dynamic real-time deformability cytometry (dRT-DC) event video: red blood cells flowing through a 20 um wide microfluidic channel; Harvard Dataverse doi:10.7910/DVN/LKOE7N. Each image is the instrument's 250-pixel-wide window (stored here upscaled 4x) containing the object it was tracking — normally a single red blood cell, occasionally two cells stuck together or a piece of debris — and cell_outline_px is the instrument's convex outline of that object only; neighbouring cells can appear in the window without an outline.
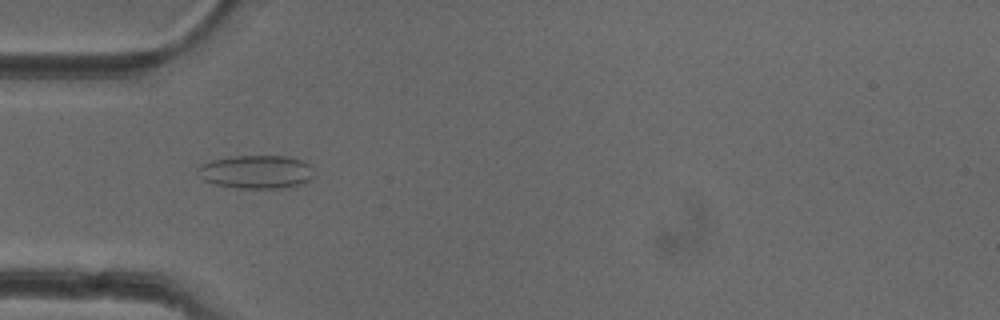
{"species": "common noctule bat (a hibernating species)", "species_latin": "Nyctalus noctula", "temperature_condition": "cold", "stored_images_in_passage": 6, "camera_frame_rate_fps": 3000, "um_per_image_px": 0.085, "animal": {"sex": "female"}, "frame": {"image": 1, "passage_image": 1, "time_ms": 0.0, "image_size_px": [1000, 320], "cell_outline_px": [[312, 176], [308, 180], [292, 188], [236, 188], [216, 184], [204, 180], [196, 172], [196, 168], [200, 164], [212, 160], [232, 156], [288, 156], [304, 160], [308, 164]], "centroid_in_image_um": [21.74, 14.61], "position_along_channel_um": 63.3, "area_um2": 22.66}}
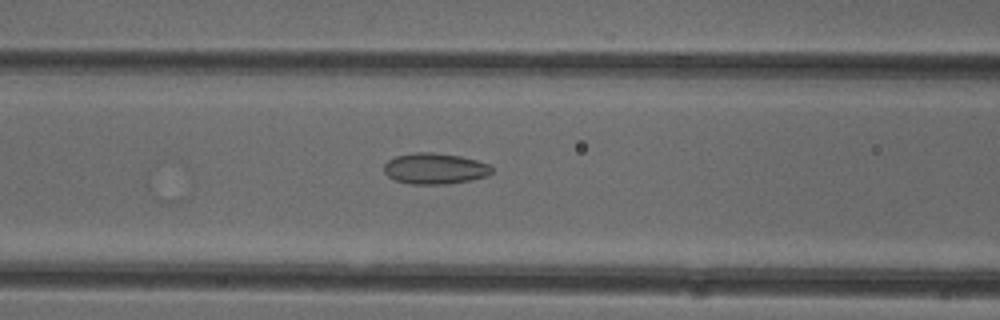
{"frame": {"image": 2, "passage_image": 6, "time_ms": 1.667, "image_size_px": [1000, 320], "cell_outline_px": [[492, 172], [488, 176], [468, 180], [444, 184], [412, 184], [396, 180], [388, 176], [384, 172], [384, 164], [388, 160], [396, 156], [416, 152], [432, 152], [460, 156], [476, 160], [488, 164], [492, 168]], "centroid_in_image_um": [36.95, 14.32], "position_along_channel_um": 129.6, "area_um2": 19.31}}